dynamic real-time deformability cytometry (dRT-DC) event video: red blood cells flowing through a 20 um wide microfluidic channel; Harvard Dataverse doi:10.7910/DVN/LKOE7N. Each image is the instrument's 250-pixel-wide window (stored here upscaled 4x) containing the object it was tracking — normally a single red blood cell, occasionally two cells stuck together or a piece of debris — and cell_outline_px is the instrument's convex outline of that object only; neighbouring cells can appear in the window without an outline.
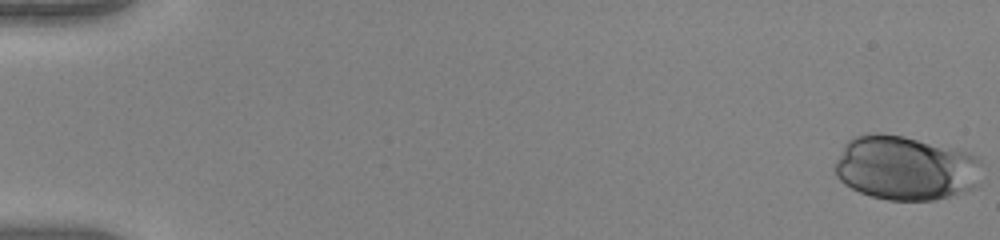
{"species": "human", "species_latin": "Homo sapiens", "temperature_condition": "warm", "stored_images_in_passage": 52, "camera_frame_rate_fps": 3000, "um_per_image_px": 0.085, "donor": {"sex": "female"}, "frame": {"image": 1, "passage_image": 1, "time_ms": 0.0, "image_size_px": [1000, 240], "cell_outline_px": [[980, 188], [936, 200], [888, 200], [872, 196], [860, 192], [844, 184], [836, 176], [832, 168], [844, 144], [848, 140], [856, 136], [872, 132], [880, 132], [904, 136], [956, 148], [976, 156], [980, 160]], "centroid_in_image_um": [76.98, 14.28], "position_along_channel_um": 8.0, "area_um2": 56.01}}
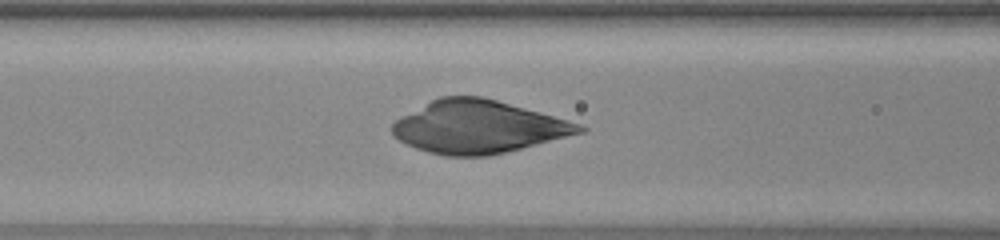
{"frame": {"image": 2, "passage_image": 23, "time_ms": 7.333, "image_size_px": [1000, 240], "cell_outline_px": [[588, 128], [584, 132], [488, 156], [448, 156], [428, 152], [404, 144], [392, 136], [388, 128], [396, 120], [432, 100], [440, 96], [484, 96], [568, 120], [580, 124]], "centroid_in_image_um": [40.61, 10.78], "position_along_channel_um": 126.0, "area_um2": 57.22}}
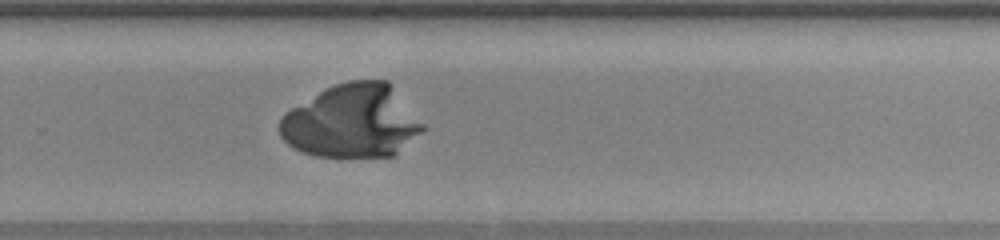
{"frame": {"image": 3, "passage_image": 36, "time_ms": 11.667, "image_size_px": [1000, 240], "cell_outline_px": [[428, 128], [392, 156], [316, 156], [304, 152], [288, 144], [280, 136], [280, 116], [284, 112], [320, 92], [336, 84], [348, 80], [388, 80]], "centroid_in_image_um": [29.94, 10.3], "position_along_channel_um": 299.9, "area_um2": 60.86}}